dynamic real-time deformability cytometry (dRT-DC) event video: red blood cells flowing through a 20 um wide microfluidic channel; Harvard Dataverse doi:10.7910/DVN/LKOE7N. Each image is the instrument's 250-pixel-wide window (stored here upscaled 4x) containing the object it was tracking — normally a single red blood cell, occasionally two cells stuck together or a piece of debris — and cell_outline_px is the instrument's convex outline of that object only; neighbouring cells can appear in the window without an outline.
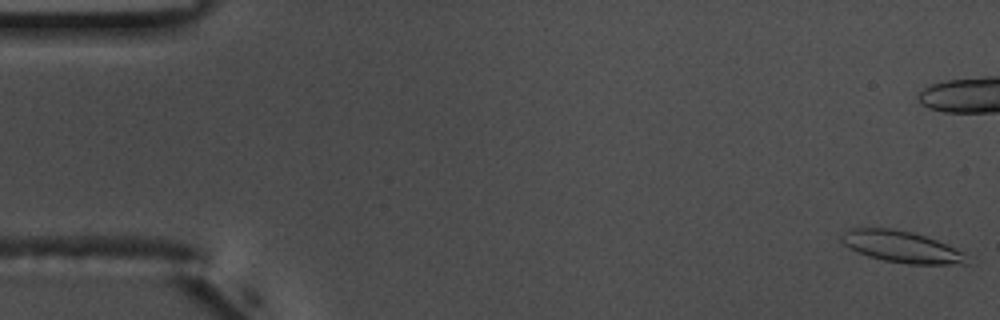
{"species": "common noctule bat (a hibernating species)", "species_latin": "Nyctalus noctula", "temperature_condition": "warm", "stored_images_in_passage": 56, "camera_frame_rate_fps": 3000, "um_per_image_px": 0.085, "animal": {"sex": "male", "body_mass_g": 17.5, "forearm_length_mm": 52.3}, "frame": {"image": 1, "passage_image": 1, "time_ms": 0.0, "image_size_px": [1000, 320], "cell_outline_px": [[968, 264], [908, 264], [884, 260], [868, 256], [844, 244], [840, 240], [840, 236], [844, 232], [852, 228], [892, 228], [912, 232], [936, 240], [964, 252]], "centroid_in_image_um": [76.63, 20.97], "position_along_channel_um": 8.4, "area_um2": 22.72}, "authors_computed_cell_mechanics": {"area_um2": 22.253, "velocity_mm_per_s": 3.6751, "shape_relaxation_time_tau1_ms": null, "shape_relaxation_time_tau2_ms": 2.794, "deformation_change_tau1": null, "deformation_change_tau2": 0.0963}}